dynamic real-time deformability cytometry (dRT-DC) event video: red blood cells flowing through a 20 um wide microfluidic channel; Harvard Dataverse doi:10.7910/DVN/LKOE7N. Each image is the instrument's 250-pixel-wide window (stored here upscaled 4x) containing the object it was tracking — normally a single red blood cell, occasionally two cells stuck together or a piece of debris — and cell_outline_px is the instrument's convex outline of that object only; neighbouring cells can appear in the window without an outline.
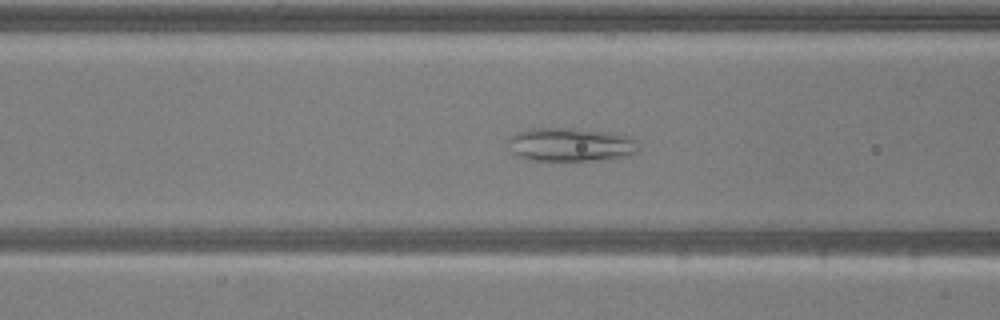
{"species": "common noctule bat (a hibernating species)", "species_latin": "Nyctalus noctula", "temperature_condition": "warm", "stored_images_in_passage": 54, "camera_frame_rate_fps": 3000, "um_per_image_px": 0.085, "animal": {"sex": "male", "body_mass_g": 20.5, "forearm_length_mm": 52.5}, "frame": {"image": 1, "passage_image": 21, "time_ms": 6.667, "image_size_px": [1000, 320], "cell_outline_px": [[640, 148], [636, 152], [628, 156], [608, 160], [532, 160], [516, 156], [512, 152], [508, 140], [516, 132], [528, 128], [572, 128], [612, 132], [628, 136], [640, 140]], "centroid_in_image_um": [48.58, 12.29], "position_along_channel_um": 118.0, "area_um2": 26.01}}
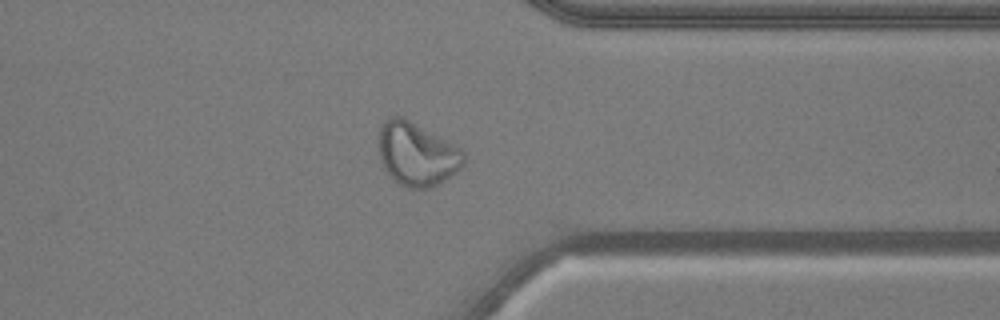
{"frame": {"image": 2, "passage_image": 42, "time_ms": 13.667, "image_size_px": [1000, 320], "cell_outline_px": [[464, 164], [456, 172], [444, 180], [428, 188], [408, 188], [400, 184], [384, 168], [380, 160], [380, 128], [392, 116], [400, 116], [408, 120], [460, 148], [464, 152]], "centroid_in_image_um": [35.45, 13.12], "position_along_channel_um": 376.0, "area_um2": 30.46}}
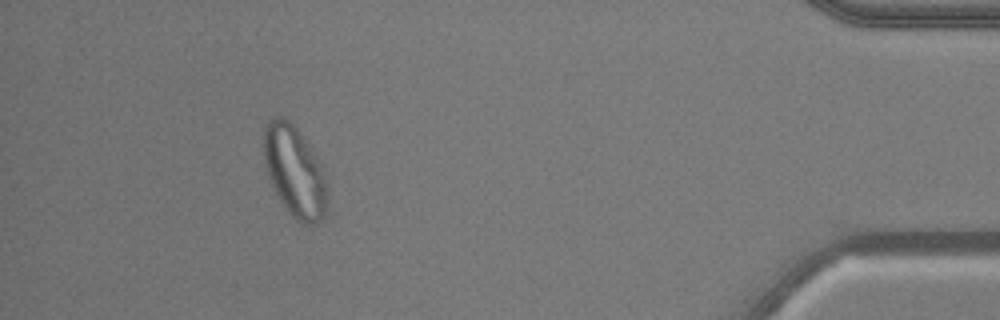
{"frame": {"image": 3, "passage_image": 49, "time_ms": 16.0, "image_size_px": [1000, 320], "cell_outline_px": [[328, 196], [324, 212], [320, 220], [312, 228], [296, 220], [288, 212], [280, 200], [268, 176], [264, 164], [264, 128], [268, 120], [272, 116], [280, 116], [288, 120], [296, 128], [312, 148], [324, 172], [328, 184]], "centroid_in_image_um": [25.06, 14.59], "position_along_channel_um": 410.1, "area_um2": 33.93}}